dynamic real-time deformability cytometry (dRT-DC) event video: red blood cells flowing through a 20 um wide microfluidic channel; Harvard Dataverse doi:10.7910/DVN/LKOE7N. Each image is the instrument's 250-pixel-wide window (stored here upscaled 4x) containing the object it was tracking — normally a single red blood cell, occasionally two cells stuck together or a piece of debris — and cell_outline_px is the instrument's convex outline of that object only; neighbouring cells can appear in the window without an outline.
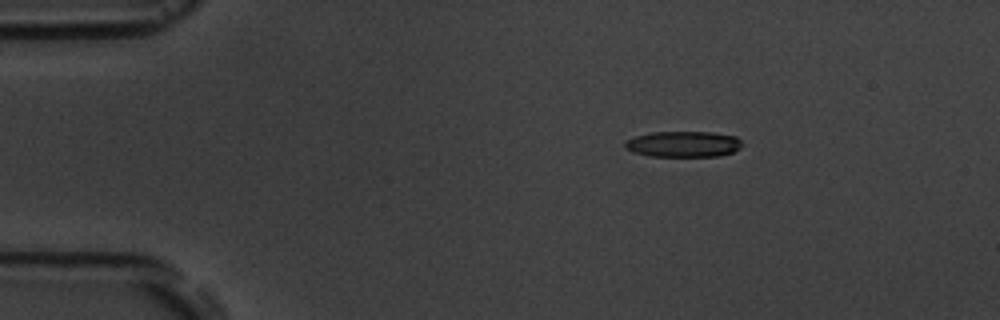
{"species": "common noctule bat (a hibernating species)", "species_latin": "Nyctalus noctula", "temperature_condition": "room temperature", "stored_images_in_passage": 5, "camera_frame_rate_fps": 3000, "um_per_image_px": 0.085, "animal": {"sex": "male", "body_mass_g": 19.5, "forearm_length_mm": 54.6}, "frame": {"image": 1, "passage_image": 3, "time_ms": 2.333, "image_size_px": [1000, 320], "cell_outline_px": [[744, 144], [740, 148], [732, 152], [720, 156], [648, 156], [632, 152], [624, 148], [624, 144], [628, 140], [636, 136], [652, 132], [712, 132], [736, 136]], "centroid_in_image_um": [58.1, 12.25], "position_along_channel_um": 26.9, "area_um2": 17.74}}